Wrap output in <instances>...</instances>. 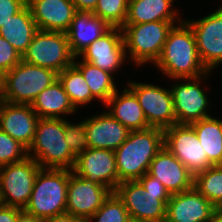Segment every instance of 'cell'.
<instances>
[{"label": "cell", "instance_id": "45", "mask_svg": "<svg viewBox=\"0 0 222 222\" xmlns=\"http://www.w3.org/2000/svg\"><path fill=\"white\" fill-rule=\"evenodd\" d=\"M0 91H2V74L0 73Z\"/></svg>", "mask_w": 222, "mask_h": 222}, {"label": "cell", "instance_id": "19", "mask_svg": "<svg viewBox=\"0 0 222 222\" xmlns=\"http://www.w3.org/2000/svg\"><path fill=\"white\" fill-rule=\"evenodd\" d=\"M89 148L115 151L127 139L129 130L107 111L83 120Z\"/></svg>", "mask_w": 222, "mask_h": 222}, {"label": "cell", "instance_id": "41", "mask_svg": "<svg viewBox=\"0 0 222 222\" xmlns=\"http://www.w3.org/2000/svg\"><path fill=\"white\" fill-rule=\"evenodd\" d=\"M16 222H43V219L37 218L33 215H30L24 211H22L17 218Z\"/></svg>", "mask_w": 222, "mask_h": 222}, {"label": "cell", "instance_id": "26", "mask_svg": "<svg viewBox=\"0 0 222 222\" xmlns=\"http://www.w3.org/2000/svg\"><path fill=\"white\" fill-rule=\"evenodd\" d=\"M38 27L32 18L31 11L27 4L10 20L0 28V36L5 38L22 56L31 41Z\"/></svg>", "mask_w": 222, "mask_h": 222}, {"label": "cell", "instance_id": "21", "mask_svg": "<svg viewBox=\"0 0 222 222\" xmlns=\"http://www.w3.org/2000/svg\"><path fill=\"white\" fill-rule=\"evenodd\" d=\"M38 30L66 32L77 12L71 0H27Z\"/></svg>", "mask_w": 222, "mask_h": 222}, {"label": "cell", "instance_id": "4", "mask_svg": "<svg viewBox=\"0 0 222 222\" xmlns=\"http://www.w3.org/2000/svg\"><path fill=\"white\" fill-rule=\"evenodd\" d=\"M69 169L41 168L24 212L47 219L66 213Z\"/></svg>", "mask_w": 222, "mask_h": 222}, {"label": "cell", "instance_id": "35", "mask_svg": "<svg viewBox=\"0 0 222 222\" xmlns=\"http://www.w3.org/2000/svg\"><path fill=\"white\" fill-rule=\"evenodd\" d=\"M22 60L20 53L2 36H0V73L10 71Z\"/></svg>", "mask_w": 222, "mask_h": 222}, {"label": "cell", "instance_id": "31", "mask_svg": "<svg viewBox=\"0 0 222 222\" xmlns=\"http://www.w3.org/2000/svg\"><path fill=\"white\" fill-rule=\"evenodd\" d=\"M129 0H98L93 15L105 21L110 27L124 26Z\"/></svg>", "mask_w": 222, "mask_h": 222}, {"label": "cell", "instance_id": "5", "mask_svg": "<svg viewBox=\"0 0 222 222\" xmlns=\"http://www.w3.org/2000/svg\"><path fill=\"white\" fill-rule=\"evenodd\" d=\"M182 21H155L142 24H124L121 28L126 57L136 66L155 64L161 55L167 35Z\"/></svg>", "mask_w": 222, "mask_h": 222}, {"label": "cell", "instance_id": "30", "mask_svg": "<svg viewBox=\"0 0 222 222\" xmlns=\"http://www.w3.org/2000/svg\"><path fill=\"white\" fill-rule=\"evenodd\" d=\"M193 187L217 209L222 206V165L211 166L194 176Z\"/></svg>", "mask_w": 222, "mask_h": 222}, {"label": "cell", "instance_id": "9", "mask_svg": "<svg viewBox=\"0 0 222 222\" xmlns=\"http://www.w3.org/2000/svg\"><path fill=\"white\" fill-rule=\"evenodd\" d=\"M41 169L31 157L0 167V198L2 205L24 209Z\"/></svg>", "mask_w": 222, "mask_h": 222}, {"label": "cell", "instance_id": "24", "mask_svg": "<svg viewBox=\"0 0 222 222\" xmlns=\"http://www.w3.org/2000/svg\"><path fill=\"white\" fill-rule=\"evenodd\" d=\"M175 0H129L124 24H142L155 21H183ZM180 16V17H179Z\"/></svg>", "mask_w": 222, "mask_h": 222}, {"label": "cell", "instance_id": "10", "mask_svg": "<svg viewBox=\"0 0 222 222\" xmlns=\"http://www.w3.org/2000/svg\"><path fill=\"white\" fill-rule=\"evenodd\" d=\"M126 86L135 94L149 127L165 130L176 124L171 89L130 80Z\"/></svg>", "mask_w": 222, "mask_h": 222}, {"label": "cell", "instance_id": "29", "mask_svg": "<svg viewBox=\"0 0 222 222\" xmlns=\"http://www.w3.org/2000/svg\"><path fill=\"white\" fill-rule=\"evenodd\" d=\"M58 79L77 111L79 106H87L91 101H96L83 74L74 64L58 73Z\"/></svg>", "mask_w": 222, "mask_h": 222}, {"label": "cell", "instance_id": "34", "mask_svg": "<svg viewBox=\"0 0 222 222\" xmlns=\"http://www.w3.org/2000/svg\"><path fill=\"white\" fill-rule=\"evenodd\" d=\"M65 140L69 149L76 156L89 148L83 120L73 123L65 118Z\"/></svg>", "mask_w": 222, "mask_h": 222}, {"label": "cell", "instance_id": "43", "mask_svg": "<svg viewBox=\"0 0 222 222\" xmlns=\"http://www.w3.org/2000/svg\"><path fill=\"white\" fill-rule=\"evenodd\" d=\"M126 222H145V221H142V220H139V219H135V218H129Z\"/></svg>", "mask_w": 222, "mask_h": 222}, {"label": "cell", "instance_id": "13", "mask_svg": "<svg viewBox=\"0 0 222 222\" xmlns=\"http://www.w3.org/2000/svg\"><path fill=\"white\" fill-rule=\"evenodd\" d=\"M193 30L197 51L208 71L222 63V6L200 19H184Z\"/></svg>", "mask_w": 222, "mask_h": 222}, {"label": "cell", "instance_id": "23", "mask_svg": "<svg viewBox=\"0 0 222 222\" xmlns=\"http://www.w3.org/2000/svg\"><path fill=\"white\" fill-rule=\"evenodd\" d=\"M107 112L129 131L149 128L143 110L135 94L126 86L120 93L119 89L104 104Z\"/></svg>", "mask_w": 222, "mask_h": 222}, {"label": "cell", "instance_id": "20", "mask_svg": "<svg viewBox=\"0 0 222 222\" xmlns=\"http://www.w3.org/2000/svg\"><path fill=\"white\" fill-rule=\"evenodd\" d=\"M148 173L157 178L170 194L193 187L194 176L165 147L151 161Z\"/></svg>", "mask_w": 222, "mask_h": 222}, {"label": "cell", "instance_id": "8", "mask_svg": "<svg viewBox=\"0 0 222 222\" xmlns=\"http://www.w3.org/2000/svg\"><path fill=\"white\" fill-rule=\"evenodd\" d=\"M210 74L212 71L198 78L172 79L175 83L170 89L173 96L176 124H191L212 116L209 113L212 101L209 100L210 96H207L208 92H206L209 89L201 87Z\"/></svg>", "mask_w": 222, "mask_h": 222}, {"label": "cell", "instance_id": "6", "mask_svg": "<svg viewBox=\"0 0 222 222\" xmlns=\"http://www.w3.org/2000/svg\"><path fill=\"white\" fill-rule=\"evenodd\" d=\"M57 79L58 73L54 70L21 60L2 75L4 102L31 105L38 94Z\"/></svg>", "mask_w": 222, "mask_h": 222}, {"label": "cell", "instance_id": "16", "mask_svg": "<svg viewBox=\"0 0 222 222\" xmlns=\"http://www.w3.org/2000/svg\"><path fill=\"white\" fill-rule=\"evenodd\" d=\"M72 171L96 184L105 185L113 192L118 186L115 151L88 148L77 156Z\"/></svg>", "mask_w": 222, "mask_h": 222}, {"label": "cell", "instance_id": "15", "mask_svg": "<svg viewBox=\"0 0 222 222\" xmlns=\"http://www.w3.org/2000/svg\"><path fill=\"white\" fill-rule=\"evenodd\" d=\"M83 61L116 75L114 73L125 64L126 52L123 33L119 27H111L100 38L92 42L79 55Z\"/></svg>", "mask_w": 222, "mask_h": 222}, {"label": "cell", "instance_id": "32", "mask_svg": "<svg viewBox=\"0 0 222 222\" xmlns=\"http://www.w3.org/2000/svg\"><path fill=\"white\" fill-rule=\"evenodd\" d=\"M129 218L123 201L112 192L95 214L85 222H126Z\"/></svg>", "mask_w": 222, "mask_h": 222}, {"label": "cell", "instance_id": "44", "mask_svg": "<svg viewBox=\"0 0 222 222\" xmlns=\"http://www.w3.org/2000/svg\"><path fill=\"white\" fill-rule=\"evenodd\" d=\"M3 103H4V98H3L2 91H0V110H1V107H2Z\"/></svg>", "mask_w": 222, "mask_h": 222}, {"label": "cell", "instance_id": "33", "mask_svg": "<svg viewBox=\"0 0 222 222\" xmlns=\"http://www.w3.org/2000/svg\"><path fill=\"white\" fill-rule=\"evenodd\" d=\"M26 157L27 149L0 129V167L20 162Z\"/></svg>", "mask_w": 222, "mask_h": 222}, {"label": "cell", "instance_id": "39", "mask_svg": "<svg viewBox=\"0 0 222 222\" xmlns=\"http://www.w3.org/2000/svg\"><path fill=\"white\" fill-rule=\"evenodd\" d=\"M75 6L76 11L92 12L96 8L98 0H71Z\"/></svg>", "mask_w": 222, "mask_h": 222}, {"label": "cell", "instance_id": "36", "mask_svg": "<svg viewBox=\"0 0 222 222\" xmlns=\"http://www.w3.org/2000/svg\"><path fill=\"white\" fill-rule=\"evenodd\" d=\"M26 4L27 0H0V28Z\"/></svg>", "mask_w": 222, "mask_h": 222}, {"label": "cell", "instance_id": "40", "mask_svg": "<svg viewBox=\"0 0 222 222\" xmlns=\"http://www.w3.org/2000/svg\"><path fill=\"white\" fill-rule=\"evenodd\" d=\"M43 222H85V219L65 213L62 215L43 219Z\"/></svg>", "mask_w": 222, "mask_h": 222}, {"label": "cell", "instance_id": "28", "mask_svg": "<svg viewBox=\"0 0 222 222\" xmlns=\"http://www.w3.org/2000/svg\"><path fill=\"white\" fill-rule=\"evenodd\" d=\"M74 65L81 71L92 96L105 104L109 98L117 91L114 76L89 62L83 61L79 56H75Z\"/></svg>", "mask_w": 222, "mask_h": 222}, {"label": "cell", "instance_id": "7", "mask_svg": "<svg viewBox=\"0 0 222 222\" xmlns=\"http://www.w3.org/2000/svg\"><path fill=\"white\" fill-rule=\"evenodd\" d=\"M66 32L38 30L22 60L28 64L41 66L60 73L74 64Z\"/></svg>", "mask_w": 222, "mask_h": 222}, {"label": "cell", "instance_id": "11", "mask_svg": "<svg viewBox=\"0 0 222 222\" xmlns=\"http://www.w3.org/2000/svg\"><path fill=\"white\" fill-rule=\"evenodd\" d=\"M164 147L195 176L214 166L189 124H175L164 130Z\"/></svg>", "mask_w": 222, "mask_h": 222}, {"label": "cell", "instance_id": "2", "mask_svg": "<svg viewBox=\"0 0 222 222\" xmlns=\"http://www.w3.org/2000/svg\"><path fill=\"white\" fill-rule=\"evenodd\" d=\"M163 148L164 130L149 127L130 131L125 142L115 150L118 185L148 173L151 161Z\"/></svg>", "mask_w": 222, "mask_h": 222}, {"label": "cell", "instance_id": "1", "mask_svg": "<svg viewBox=\"0 0 222 222\" xmlns=\"http://www.w3.org/2000/svg\"><path fill=\"white\" fill-rule=\"evenodd\" d=\"M153 66L171 80L198 78L209 72L199 58L193 30L184 20L169 31Z\"/></svg>", "mask_w": 222, "mask_h": 222}, {"label": "cell", "instance_id": "22", "mask_svg": "<svg viewBox=\"0 0 222 222\" xmlns=\"http://www.w3.org/2000/svg\"><path fill=\"white\" fill-rule=\"evenodd\" d=\"M111 27L92 12L77 11L66 35L72 53L78 56L92 42L100 38Z\"/></svg>", "mask_w": 222, "mask_h": 222}, {"label": "cell", "instance_id": "25", "mask_svg": "<svg viewBox=\"0 0 222 222\" xmlns=\"http://www.w3.org/2000/svg\"><path fill=\"white\" fill-rule=\"evenodd\" d=\"M31 105L39 118L64 119V115L77 113L59 79L39 93Z\"/></svg>", "mask_w": 222, "mask_h": 222}, {"label": "cell", "instance_id": "27", "mask_svg": "<svg viewBox=\"0 0 222 222\" xmlns=\"http://www.w3.org/2000/svg\"><path fill=\"white\" fill-rule=\"evenodd\" d=\"M217 118L209 116L189 124L214 166L222 165V119Z\"/></svg>", "mask_w": 222, "mask_h": 222}, {"label": "cell", "instance_id": "38", "mask_svg": "<svg viewBox=\"0 0 222 222\" xmlns=\"http://www.w3.org/2000/svg\"><path fill=\"white\" fill-rule=\"evenodd\" d=\"M23 210L17 207L0 206V222H16L18 215Z\"/></svg>", "mask_w": 222, "mask_h": 222}, {"label": "cell", "instance_id": "42", "mask_svg": "<svg viewBox=\"0 0 222 222\" xmlns=\"http://www.w3.org/2000/svg\"><path fill=\"white\" fill-rule=\"evenodd\" d=\"M208 222H222V215L217 211V213Z\"/></svg>", "mask_w": 222, "mask_h": 222}, {"label": "cell", "instance_id": "18", "mask_svg": "<svg viewBox=\"0 0 222 222\" xmlns=\"http://www.w3.org/2000/svg\"><path fill=\"white\" fill-rule=\"evenodd\" d=\"M39 116L32 105L4 102L0 110V129L27 150L33 142Z\"/></svg>", "mask_w": 222, "mask_h": 222}, {"label": "cell", "instance_id": "17", "mask_svg": "<svg viewBox=\"0 0 222 222\" xmlns=\"http://www.w3.org/2000/svg\"><path fill=\"white\" fill-rule=\"evenodd\" d=\"M218 209L194 187L171 194L165 222H208Z\"/></svg>", "mask_w": 222, "mask_h": 222}, {"label": "cell", "instance_id": "3", "mask_svg": "<svg viewBox=\"0 0 222 222\" xmlns=\"http://www.w3.org/2000/svg\"><path fill=\"white\" fill-rule=\"evenodd\" d=\"M27 154L41 168L73 170L77 156L66 144L65 118H39Z\"/></svg>", "mask_w": 222, "mask_h": 222}, {"label": "cell", "instance_id": "37", "mask_svg": "<svg viewBox=\"0 0 222 222\" xmlns=\"http://www.w3.org/2000/svg\"><path fill=\"white\" fill-rule=\"evenodd\" d=\"M138 181L144 187L145 193L171 195L164 185L157 178L152 177L149 173L143 175L138 179Z\"/></svg>", "mask_w": 222, "mask_h": 222}, {"label": "cell", "instance_id": "14", "mask_svg": "<svg viewBox=\"0 0 222 222\" xmlns=\"http://www.w3.org/2000/svg\"><path fill=\"white\" fill-rule=\"evenodd\" d=\"M113 191L69 170L66 213L87 219L95 214Z\"/></svg>", "mask_w": 222, "mask_h": 222}, {"label": "cell", "instance_id": "12", "mask_svg": "<svg viewBox=\"0 0 222 222\" xmlns=\"http://www.w3.org/2000/svg\"><path fill=\"white\" fill-rule=\"evenodd\" d=\"M114 192L123 201L131 218L145 222H165L171 195L145 193L138 180L121 182Z\"/></svg>", "mask_w": 222, "mask_h": 222}, {"label": "cell", "instance_id": "46", "mask_svg": "<svg viewBox=\"0 0 222 222\" xmlns=\"http://www.w3.org/2000/svg\"><path fill=\"white\" fill-rule=\"evenodd\" d=\"M218 212L222 215V206L218 208Z\"/></svg>", "mask_w": 222, "mask_h": 222}]
</instances>
